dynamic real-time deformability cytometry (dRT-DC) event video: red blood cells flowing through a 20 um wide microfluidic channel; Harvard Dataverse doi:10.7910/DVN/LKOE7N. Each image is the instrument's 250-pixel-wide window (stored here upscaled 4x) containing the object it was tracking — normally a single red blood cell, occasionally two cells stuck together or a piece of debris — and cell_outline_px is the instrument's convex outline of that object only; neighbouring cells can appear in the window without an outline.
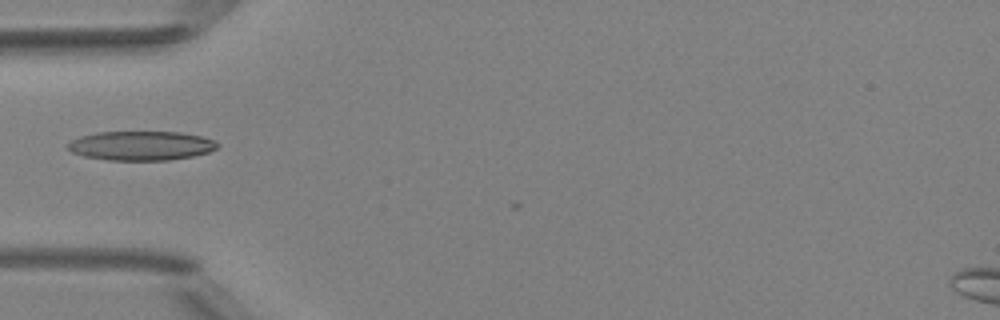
{"species": "Egyptian fruit bat (a non-hibernating species)", "species_latin": "Rousettus aegyptiacus", "temperature_condition": "room temperature", "stored_images_in_passage": 2, "camera_frame_rate_fps": 3000, "um_per_image_px": 0.085, "animal": {"sex": "female"}, "frame": {"image": 1, "passage_image": 2, "time_ms": 1.0, "image_size_px": [1000, 320], "cell_outline_px": [[220, 144], [216, 148], [208, 152], [192, 156], [168, 160], [108, 160], [84, 156], [72, 152], [68, 148], [68, 144], [72, 140], [80, 136], [96, 132], [180, 132], [200, 136], [216, 140]], "centroid_in_image_um": [12.0, 12.38], "position_along_channel_um": 73.0, "area_um2": 25.43}}